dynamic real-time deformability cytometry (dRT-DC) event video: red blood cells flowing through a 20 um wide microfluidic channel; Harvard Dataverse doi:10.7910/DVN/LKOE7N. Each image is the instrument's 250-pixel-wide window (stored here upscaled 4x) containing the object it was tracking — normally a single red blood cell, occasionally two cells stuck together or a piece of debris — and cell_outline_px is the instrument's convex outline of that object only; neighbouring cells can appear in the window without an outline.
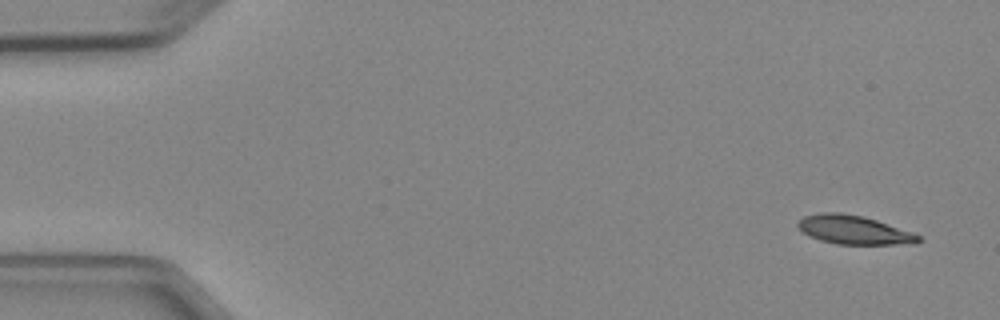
{"species": "Egyptian fruit bat (a non-hibernating species)", "species_latin": "Rousettus aegyptiacus", "temperature_condition": "cold", "stored_images_in_passage": 4, "camera_frame_rate_fps": 3000, "um_per_image_px": 0.085, "animal": {"sex": "female"}, "frame": {"image": 1, "passage_image": 1, "time_ms": 0.0, "image_size_px": [1000, 320], "cell_outline_px": [[924, 240], [916, 244], [836, 244], [820, 240], [808, 236], [796, 224], [804, 216], [820, 212], [840, 212], [864, 216], [912, 232], [920, 236]], "centroid_in_image_um": [72.6, 19.54], "position_along_channel_um": 12.4, "area_um2": 20.29}}